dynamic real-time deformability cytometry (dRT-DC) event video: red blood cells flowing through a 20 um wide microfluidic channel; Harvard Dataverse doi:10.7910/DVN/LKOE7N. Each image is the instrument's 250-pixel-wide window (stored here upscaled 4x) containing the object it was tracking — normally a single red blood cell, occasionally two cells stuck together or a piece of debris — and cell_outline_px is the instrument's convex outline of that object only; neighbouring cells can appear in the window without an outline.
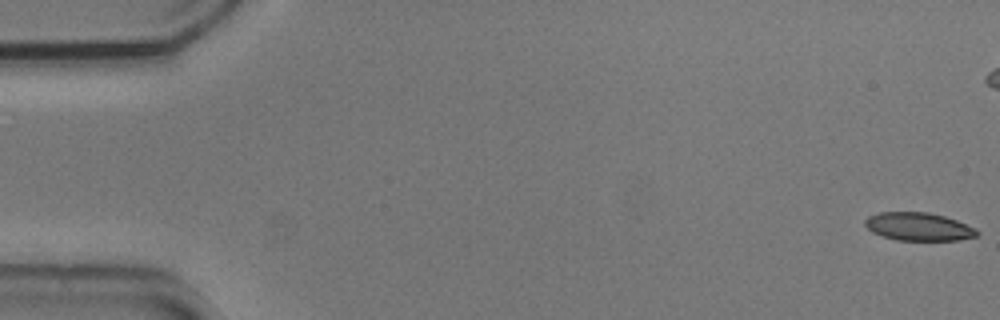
{"species": "common noctule bat (a hibernating species)", "species_latin": "Nyctalus noctula", "temperature_condition": "cold", "stored_images_in_passage": 9, "camera_frame_rate_fps": 3000, "um_per_image_px": 0.085, "animal": {"sex": "male", "body_mass_g": 20.5, "forearm_length_mm": 52.5}, "frame": {"image": 1, "passage_image": 1, "time_ms": 0.0, "image_size_px": [1000, 320], "cell_outline_px": [[980, 232], [976, 236], [960, 240], [896, 240], [872, 232], [864, 224], [864, 220], [868, 216], [880, 212], [928, 212], [944, 216], [956, 220], [976, 228]], "centroid_in_image_um": [78.08, 19.26], "position_along_channel_um": 6.9, "area_um2": 18.32}}